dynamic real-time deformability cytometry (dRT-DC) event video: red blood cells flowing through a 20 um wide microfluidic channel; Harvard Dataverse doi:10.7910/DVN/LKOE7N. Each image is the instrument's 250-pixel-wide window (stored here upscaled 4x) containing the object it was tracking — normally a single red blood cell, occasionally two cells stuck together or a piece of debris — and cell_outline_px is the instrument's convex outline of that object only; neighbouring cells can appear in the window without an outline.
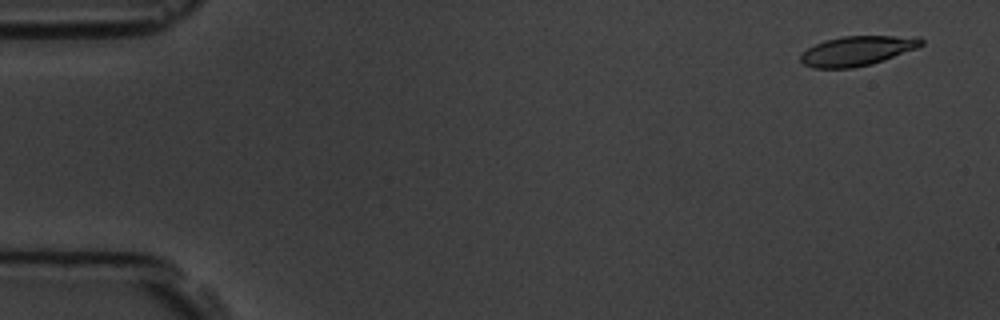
{"species": "common noctule bat (a hibernating species)", "species_latin": "Nyctalus noctula", "temperature_condition": "room temperature", "stored_images_in_passage": 4, "camera_frame_rate_fps": 3000, "um_per_image_px": 0.085, "animal": {"sex": "male", "body_mass_g": 19.5, "forearm_length_mm": 54.6}, "frame": {"image": 1, "passage_image": 1, "time_ms": 0.0, "image_size_px": [1000, 320], "cell_outline_px": [[924, 44], [916, 48], [872, 64], [852, 68], [812, 68], [804, 64], [800, 60], [800, 56], [808, 48], [824, 40], [840, 36], [920, 36], [924, 40]], "centroid_in_image_um": [72.87, 4.31], "position_along_channel_um": 12.1, "area_um2": 20.87}}
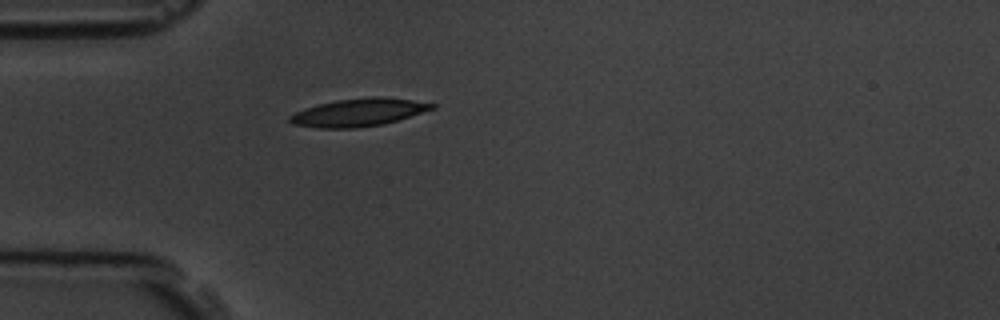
{"frame": {"image": 2, "passage_image": 4, "time_ms": 4.333, "image_size_px": [1000, 320], "cell_outline_px": [[436, 108], [384, 124], [356, 128], [316, 128], [292, 124], [288, 120], [288, 116], [304, 108], [336, 100], [368, 96], [380, 96], [412, 100], [436, 104]], "centroid_in_image_um": [30.46, 9.55], "position_along_channel_um": 54.5, "area_um2": 23.12}}